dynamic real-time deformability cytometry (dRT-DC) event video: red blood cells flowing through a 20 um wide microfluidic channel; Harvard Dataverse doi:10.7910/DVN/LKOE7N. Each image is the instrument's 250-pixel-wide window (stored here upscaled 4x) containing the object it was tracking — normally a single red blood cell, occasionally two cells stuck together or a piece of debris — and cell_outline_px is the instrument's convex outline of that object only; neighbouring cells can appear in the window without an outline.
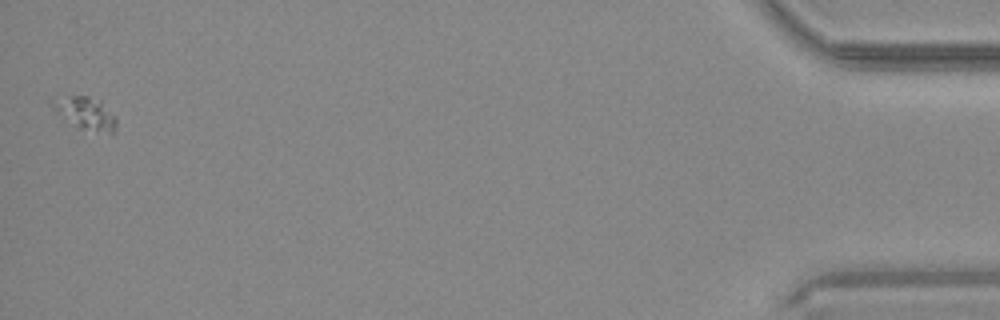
{"species": "common noctule bat (a hibernating species)", "species_latin": "Nyctalus noctula", "temperature_condition": "warm", "stored_images_in_passage": 42, "camera_frame_rate_fps": 3000, "um_per_image_px": 0.085, "animal": {"sex": "male", "body_mass_g": 20.4}, "frame": {"image": 1, "passage_image": 42, "time_ms": 13.667, "image_size_px": [1000, 320], "cell_outline_px": [[116, 128], [112, 132], [80, 128], [56, 108], [52, 104], [52, 100], [68, 96], [88, 96], [100, 100], [116, 120]], "centroid_in_image_um": [7.34, 9.58], "position_along_channel_um": 427.9, "area_um2": 10.92}}